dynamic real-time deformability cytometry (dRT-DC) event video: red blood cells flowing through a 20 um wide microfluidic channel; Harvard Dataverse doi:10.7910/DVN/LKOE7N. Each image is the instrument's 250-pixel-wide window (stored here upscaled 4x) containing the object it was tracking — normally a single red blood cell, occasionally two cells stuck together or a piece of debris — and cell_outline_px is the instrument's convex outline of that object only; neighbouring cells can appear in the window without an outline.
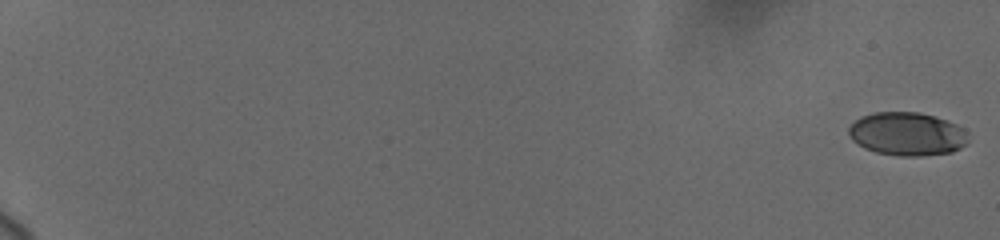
{"species": "human", "species_latin": "Homo sapiens", "temperature_condition": "cold", "stored_images_in_passage": 56, "camera_frame_rate_fps": 3000, "um_per_image_px": 0.085, "donor": {"sex": "female"}, "frame": {"image": 1, "passage_image": 1, "time_ms": 0.0, "image_size_px": [1000, 240], "cell_outline_px": [[968, 144], [952, 152], [920, 156], [900, 156], [876, 152], [864, 148], [852, 140], [848, 132], [848, 128], [860, 116], [872, 112], [920, 112], [936, 116], [948, 120], [964, 128], [968, 140]], "centroid_in_image_um": [77.12, 11.38], "position_along_channel_um": 7.9, "area_um2": 30.46}}
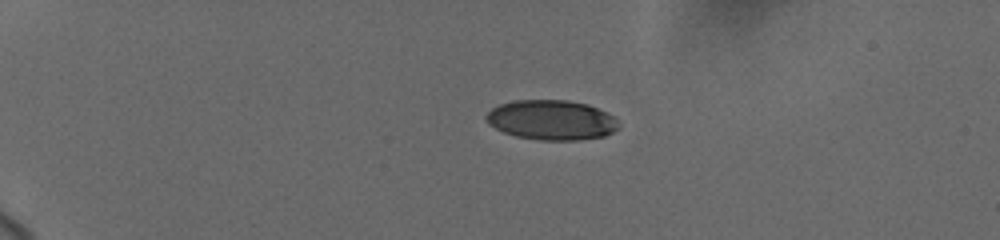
{"frame": {"image": 2, "passage_image": 41, "time_ms": 5.0, "image_size_px": [1000, 240], "cell_outline_px": [[616, 128], [612, 132], [604, 136], [580, 140], [540, 140], [516, 136], [504, 132], [488, 124], [484, 116], [492, 108], [500, 104], [512, 100], [568, 100], [588, 104], [612, 116], [616, 124]], "centroid_in_image_um": [46.81, 10.19], "position_along_channel_um": 38.2, "area_um2": 30.52}}